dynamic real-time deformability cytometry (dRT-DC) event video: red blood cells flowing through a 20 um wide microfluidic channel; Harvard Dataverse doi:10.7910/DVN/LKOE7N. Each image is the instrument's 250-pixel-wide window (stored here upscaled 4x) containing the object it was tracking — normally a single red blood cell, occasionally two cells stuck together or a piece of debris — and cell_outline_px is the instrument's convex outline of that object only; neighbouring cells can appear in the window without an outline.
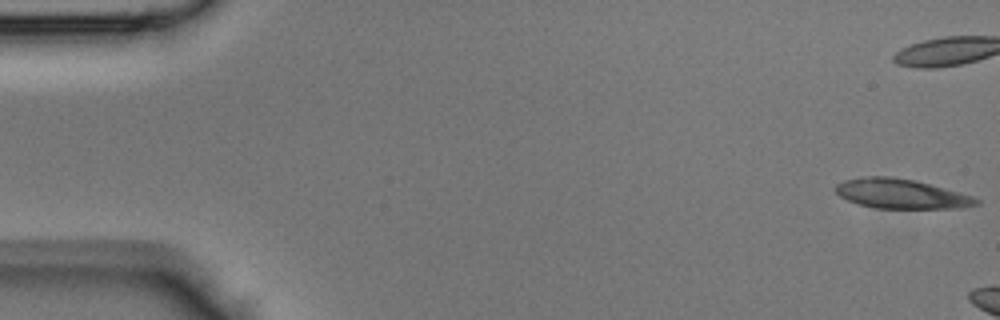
{"species": "Egyptian fruit bat (a non-hibernating species)", "species_latin": "Rousettus aegyptiacus", "temperature_condition": "room temperature", "stored_images_in_passage": 6, "camera_frame_rate_fps": 3000, "um_per_image_px": 0.085, "animal": {"sex": "male"}, "frame": {"image": 1, "passage_image": 1, "time_ms": 0.0, "image_size_px": [1000, 320], "cell_outline_px": [[980, 204], [964, 208], [876, 208], [860, 204], [848, 200], [840, 196], [836, 192], [836, 184], [844, 180], [860, 176], [892, 176], [912, 180], [944, 188], [972, 196], [980, 200]], "centroid_in_image_um": [76.59, 16.47], "position_along_channel_um": 8.4, "area_um2": 24.1}}